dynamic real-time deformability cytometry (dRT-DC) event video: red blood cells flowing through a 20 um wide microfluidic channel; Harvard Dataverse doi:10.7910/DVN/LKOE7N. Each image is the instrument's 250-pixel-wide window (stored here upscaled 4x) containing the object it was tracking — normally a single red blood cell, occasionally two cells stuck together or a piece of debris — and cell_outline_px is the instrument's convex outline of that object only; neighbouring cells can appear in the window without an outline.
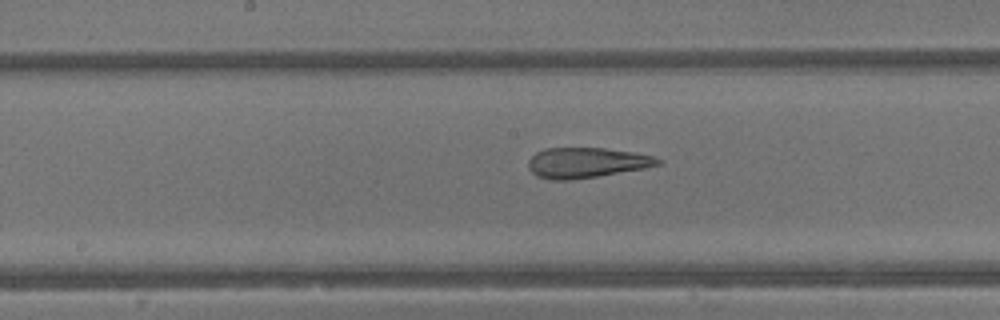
{"species": "common noctule bat (a hibernating species)", "species_latin": "Nyctalus noctula", "temperature_condition": "warm", "stored_images_in_passage": 28, "camera_frame_rate_fps": 3000, "um_per_image_px": 0.085, "animal": {"sex": "male", "body_mass_g": 13.3}, "frame": {"image": 1, "passage_image": 16, "time_ms": 5.0, "image_size_px": [1000, 320], "cell_outline_px": [[660, 164], [644, 168], [572, 180], [552, 180], [536, 176], [528, 168], [528, 160], [536, 152], [544, 148], [604, 148], [632, 152], [652, 156], [660, 160]], "centroid_in_image_um": [49.78, 13.83], "position_along_channel_um": 198.4, "area_um2": 22.66}}
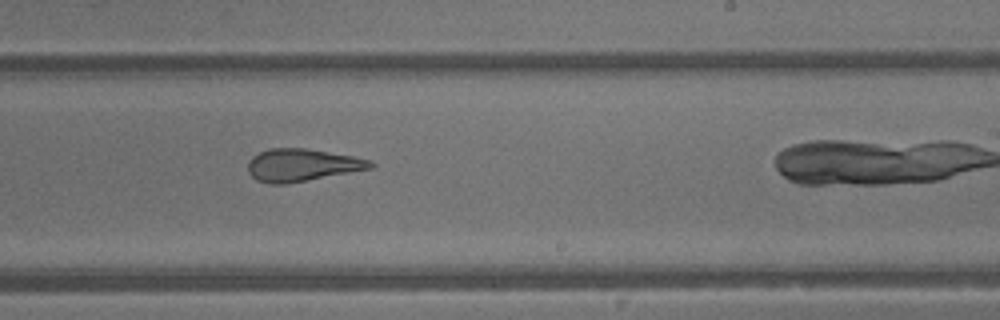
{"frame": {"image": 2, "passage_image": 20, "time_ms": 6.333, "image_size_px": [1000, 320], "cell_outline_px": [[376, 164], [372, 168], [288, 184], [268, 184], [256, 180], [248, 172], [248, 160], [252, 156], [268, 148], [304, 148], [352, 156], [368, 160]], "centroid_in_image_um": [25.62, 14.04], "position_along_channel_um": 263.4, "area_um2": 23.18}}